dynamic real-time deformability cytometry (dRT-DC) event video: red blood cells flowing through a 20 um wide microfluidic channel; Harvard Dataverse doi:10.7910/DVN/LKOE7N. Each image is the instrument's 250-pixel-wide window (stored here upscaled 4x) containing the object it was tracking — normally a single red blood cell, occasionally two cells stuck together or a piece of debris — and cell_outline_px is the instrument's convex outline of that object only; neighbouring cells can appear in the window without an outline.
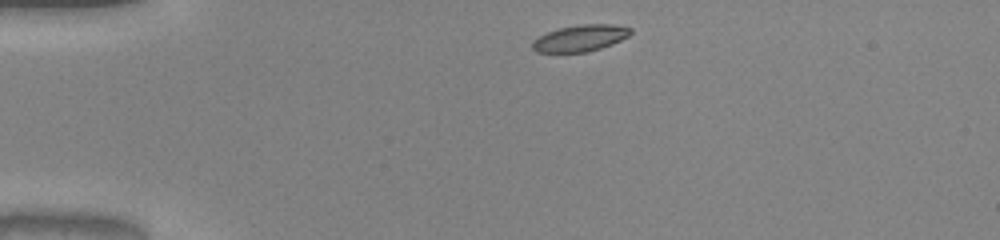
{"species": "common noctule bat (a hibernating species)", "species_latin": "Nyctalus noctula", "temperature_condition": "warm", "stored_images_in_passage": 41, "camera_frame_rate_fps": 3000, "um_per_image_px": 0.085, "animal": {"sex": "male", "body_mass_g": 20.0, "forearm_length_mm": 53.3}, "frame": {"image": 1, "passage_image": 1, "time_ms": 0.0, "image_size_px": [1000, 240], "cell_outline_px": [[632, 32], [628, 36], [612, 44], [588, 52], [536, 52], [532, 48], [532, 44], [540, 36], [548, 32], [560, 28], [580, 24], [612, 24], [632, 28]], "centroid_in_image_um": [49.36, 3.24], "position_along_channel_um": 35.6, "area_um2": 14.97}}
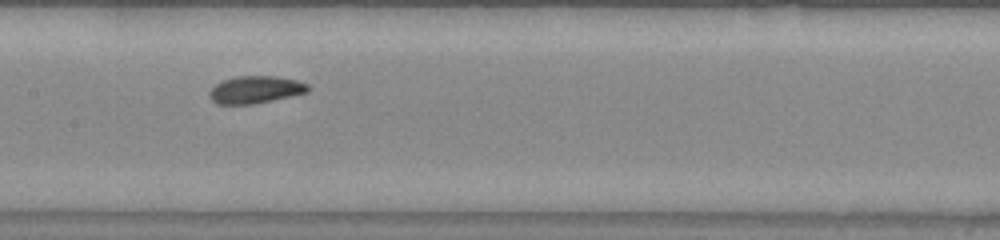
{"frame": {"image": 2, "passage_image": 16, "time_ms": 5.0, "image_size_px": [1000, 240], "cell_outline_px": [[312, 88], [308, 92], [292, 96], [256, 104], [216, 104], [208, 96], [208, 92], [216, 84], [224, 80], [236, 76], [276, 76], [296, 80], [308, 84]], "centroid_in_image_um": [21.73, 7.63], "position_along_channel_um": 185.7, "area_um2": 15.9}}
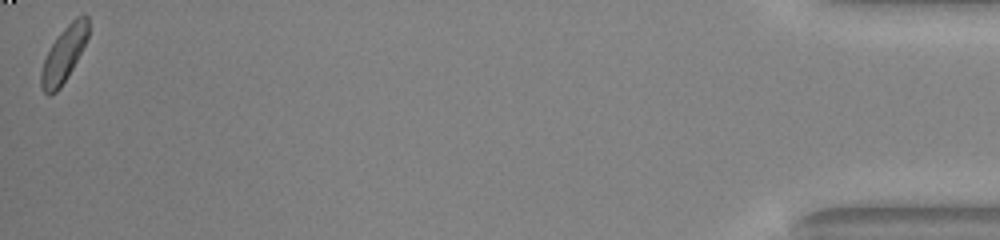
{"frame": {"image": 3, "passage_image": 41, "time_ms": 13.333, "image_size_px": [1000, 240], "cell_outline_px": [[88, 36], [68, 76], [60, 88], [56, 92], [48, 96], [40, 88], [40, 72], [44, 60], [52, 44], [60, 32], [76, 16], [88, 16]], "centroid_in_image_um": [5.39, 4.67], "position_along_channel_um": 429.8, "area_um2": 14.91}, "authors_computed_cell_mechanics": {"area_um2": 15.4326, "velocity_mm_per_s": 4.0065, "shape_relaxation_time_tau1_ms": 4.2531, "shape_relaxation_time_tau2_ms": 1.7932, "deformation_change_tau1": 0.108, "deformation_change_tau2": 0.047}}